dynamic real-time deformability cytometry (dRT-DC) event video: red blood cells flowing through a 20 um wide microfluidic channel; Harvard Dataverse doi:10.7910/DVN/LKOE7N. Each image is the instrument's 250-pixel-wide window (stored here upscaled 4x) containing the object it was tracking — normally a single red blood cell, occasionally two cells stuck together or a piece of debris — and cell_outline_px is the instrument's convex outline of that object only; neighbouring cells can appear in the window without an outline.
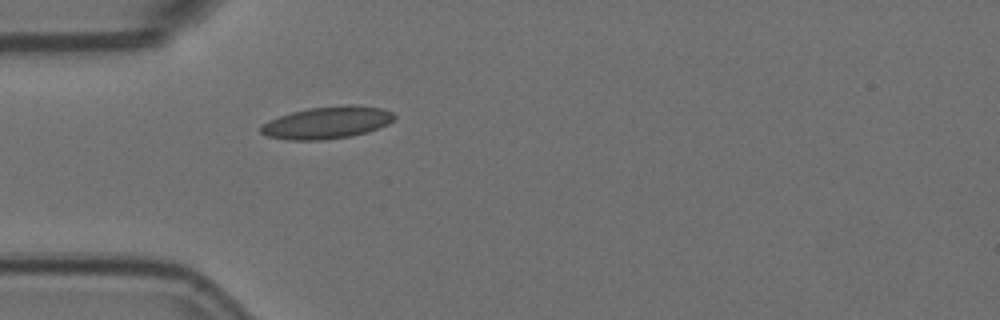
{"species": "Egyptian fruit bat (a non-hibernating species)", "species_latin": "Rousettus aegyptiacus", "temperature_condition": "room temperature", "stored_images_in_passage": 41, "camera_frame_rate_fps": 3000, "um_per_image_px": 0.085, "animal": {"sex": "female"}, "frame": {"image": 1, "passage_image": 1, "time_ms": 0.0, "image_size_px": [1000, 320], "cell_outline_px": [[396, 116], [388, 124], [364, 132], [348, 136], [324, 140], [288, 140], [268, 136], [260, 132], [260, 124], [268, 120], [292, 112], [308, 108], [352, 104], [384, 108], [392, 112]], "centroid_in_image_um": [27.77, 10.41], "position_along_channel_um": 57.2, "area_um2": 24.91}}
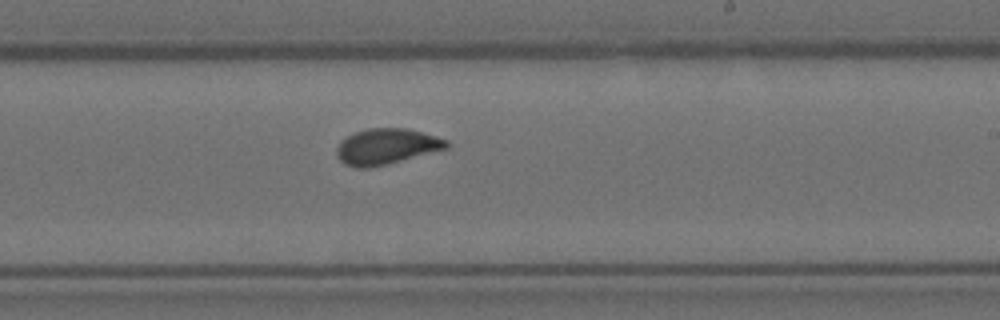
{"frame": {"image": 2, "passage_image": 18, "time_ms": 5.667, "image_size_px": [1000, 320], "cell_outline_px": [[452, 144], [448, 148], [368, 168], [356, 168], [344, 164], [336, 156], [336, 148], [340, 140], [356, 132], [368, 128], [408, 128], [436, 136], [448, 140]], "centroid_in_image_um": [32.84, 12.44], "position_along_channel_um": 256.2, "area_um2": 22.83}}
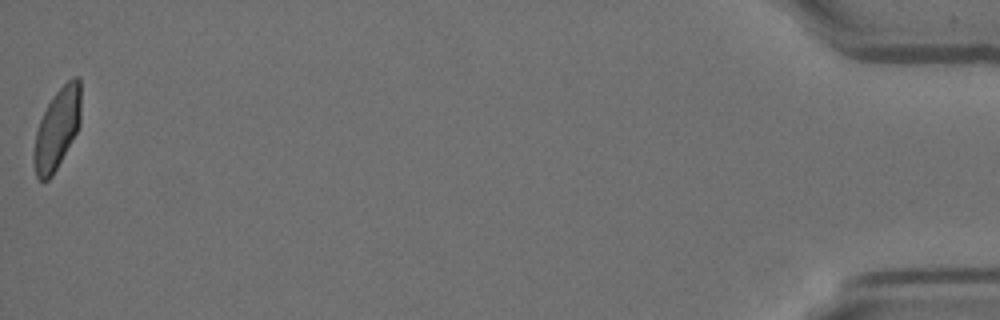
{"frame": {"image": 3, "passage_image": 41, "time_ms": 13.333, "image_size_px": [1000, 320], "cell_outline_px": [[80, 124], [76, 132], [52, 176], [48, 180], [40, 180], [36, 176], [32, 160], [32, 152], [36, 132], [40, 120], [52, 96], [72, 76], [76, 76], [80, 80]], "centroid_in_image_um": [4.83, 10.95], "position_along_channel_um": 430.4, "area_um2": 21.96}, "authors_computed_cell_mechanics": {"area_um2": 22.542, "velocity_mm_per_s": 3.5703, "shape_relaxation_time_tau1_ms": 6.2103, "shape_relaxation_time_tau2_ms": 0.5226, "deformation_change_tau1": 0.1693, "deformation_change_tau2": 0.0586}}